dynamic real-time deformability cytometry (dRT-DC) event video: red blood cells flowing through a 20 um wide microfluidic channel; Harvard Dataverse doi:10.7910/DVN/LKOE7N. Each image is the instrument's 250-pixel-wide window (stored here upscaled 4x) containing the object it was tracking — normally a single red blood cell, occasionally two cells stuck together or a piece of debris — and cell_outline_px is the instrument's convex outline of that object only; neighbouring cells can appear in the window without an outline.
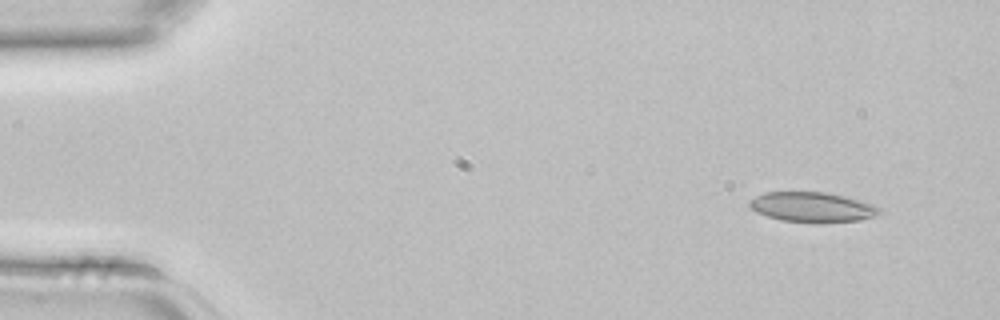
{"species": "common noctule bat (a hibernating species)", "species_latin": "Nyctalus noctula", "temperature_condition": "room temperature", "stored_images_in_passage": 2, "camera_frame_rate_fps": 3000, "um_per_image_px": 0.085, "animal": {"sex": "female", "body_mass_g": 22.7, "forearm_length_mm": 54.2}, "frame": {"image": 1, "passage_image": 1, "time_ms": 0.0, "image_size_px": [1000, 320], "cell_outline_px": [[880, 212], [872, 216], [860, 220], [780, 220], [756, 212], [748, 204], [748, 200], [764, 192], [824, 192], [844, 196], [872, 204], [880, 208]], "centroid_in_image_um": [68.97, 17.55], "position_along_channel_um": 16.0, "area_um2": 21.62}}